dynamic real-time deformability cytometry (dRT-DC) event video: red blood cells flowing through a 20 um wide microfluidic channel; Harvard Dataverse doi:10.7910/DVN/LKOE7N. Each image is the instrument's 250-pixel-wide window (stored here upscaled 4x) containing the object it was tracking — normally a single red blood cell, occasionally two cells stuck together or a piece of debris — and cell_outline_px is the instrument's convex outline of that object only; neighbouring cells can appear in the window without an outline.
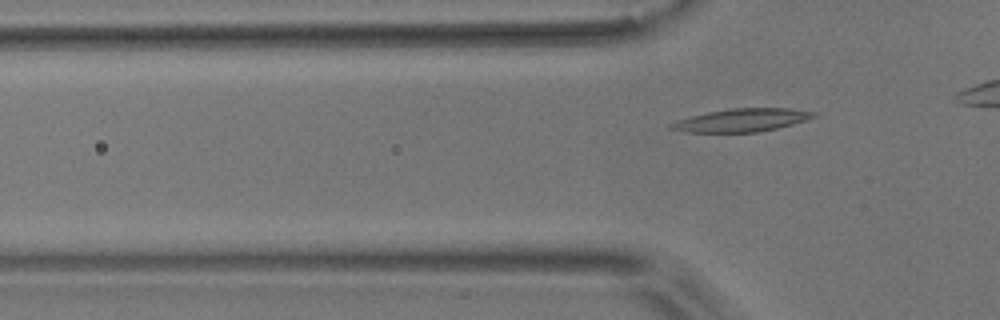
{"species": "common noctule bat (a hibernating species)", "species_latin": "Nyctalus noctula", "temperature_condition": "room temperature", "stored_images_in_passage": 2, "camera_frame_rate_fps": 3000, "um_per_image_px": 0.085, "animal": {"sex": "male", "body_mass_g": 17.9}, "frame": {"image": 1, "passage_image": 2, "time_ms": 1.667, "image_size_px": [1000, 320], "cell_outline_px": [[816, 116], [792, 124], [776, 128], [756, 132], [688, 132], [668, 128], [668, 124], [676, 120], [708, 112], [732, 108], [788, 108], [816, 112]], "centroid_in_image_um": [63.01, 10.21], "position_along_channel_um": 62.8, "area_um2": 18.9}}